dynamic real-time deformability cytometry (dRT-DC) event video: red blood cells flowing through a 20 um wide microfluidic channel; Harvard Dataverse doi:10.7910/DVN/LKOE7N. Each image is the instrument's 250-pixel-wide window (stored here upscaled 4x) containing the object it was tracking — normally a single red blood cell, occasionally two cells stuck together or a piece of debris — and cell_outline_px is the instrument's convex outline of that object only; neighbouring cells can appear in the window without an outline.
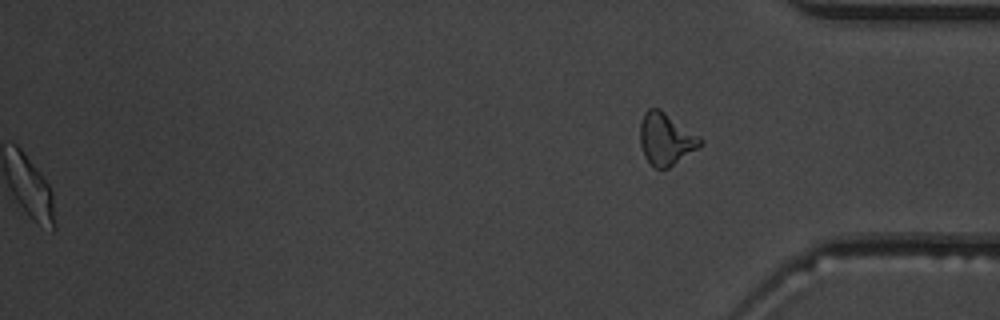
{"species": "common noctule bat (a hibernating species)", "species_latin": "Nyctalus noctula", "temperature_condition": "warm", "stored_images_in_passage": 50, "segment_of_instrument_passage": [2, 2], "camera_frame_rate_fps": 3000, "um_per_image_px": 0.085, "animal": {"sex": "male", "body_mass_g": 19.5, "forearm_length_mm": 54.6}, "frame": {"image": 1, "passage_image": 50, "time_ms": 16.333, "image_size_px": [1000, 320], "cell_outline_px": [[704, 144], [668, 168], [656, 168], [644, 156], [640, 144], [640, 124], [644, 112], [648, 108], [660, 108], [704, 140]], "centroid_in_image_um": [56.6, 11.8], "position_along_channel_um": 378.6, "area_um2": 18.15}}